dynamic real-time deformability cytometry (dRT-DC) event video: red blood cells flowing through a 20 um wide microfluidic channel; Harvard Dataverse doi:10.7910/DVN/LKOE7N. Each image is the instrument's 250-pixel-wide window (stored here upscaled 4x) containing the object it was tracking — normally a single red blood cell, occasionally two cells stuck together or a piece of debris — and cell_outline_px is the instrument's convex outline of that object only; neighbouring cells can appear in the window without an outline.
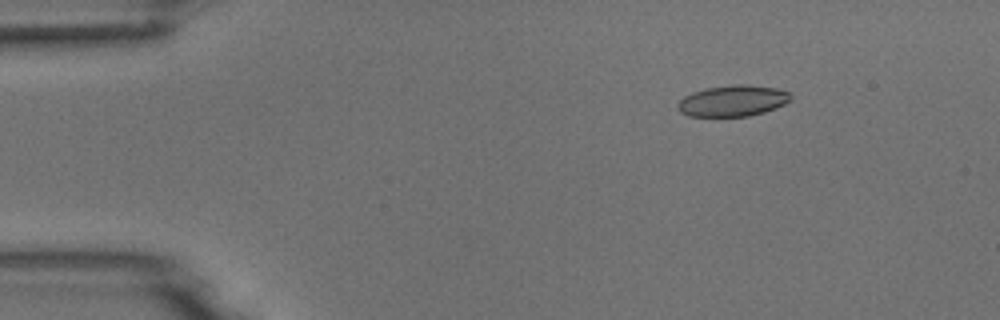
{"species": "common noctule bat (a hibernating species)", "species_latin": "Nyctalus noctula", "temperature_condition": "room temperature", "stored_images_in_passage": 5, "camera_frame_rate_fps": 3000, "um_per_image_px": 0.085, "animal": {"sex": "male", "body_mass_g": 18.8}, "frame": {"image": 1, "passage_image": 2, "time_ms": 1.0, "image_size_px": [1000, 320], "cell_outline_px": [[792, 100], [784, 104], [764, 112], [748, 116], [688, 116], [680, 112], [676, 108], [676, 104], [684, 96], [692, 92], [704, 88], [732, 84], [744, 84], [776, 88], [792, 92]], "centroid_in_image_um": [62.28, 8.56], "position_along_channel_um": 22.7, "area_um2": 20.75}}
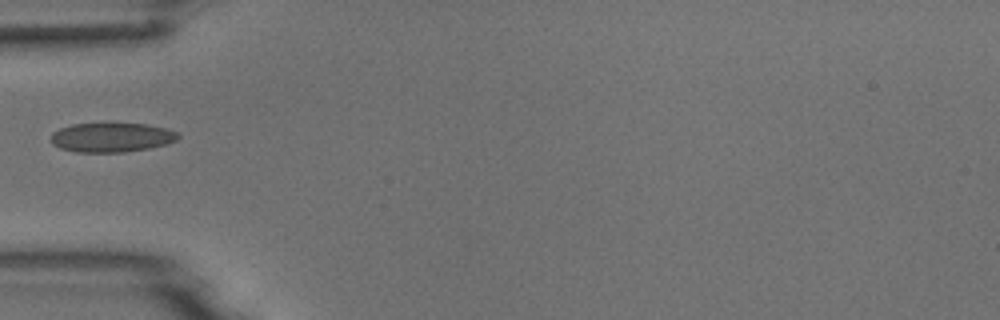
{"frame": {"image": 2, "passage_image": 4, "time_ms": 4.333, "image_size_px": [1000, 320], "cell_outline_px": [[180, 136], [176, 140], [164, 144], [148, 148], [124, 152], [76, 152], [60, 148], [52, 144], [52, 132], [60, 128], [72, 124], [148, 124], [180, 132]], "centroid_in_image_um": [9.48, 11.68], "position_along_channel_um": 75.5, "area_um2": 21.56}}